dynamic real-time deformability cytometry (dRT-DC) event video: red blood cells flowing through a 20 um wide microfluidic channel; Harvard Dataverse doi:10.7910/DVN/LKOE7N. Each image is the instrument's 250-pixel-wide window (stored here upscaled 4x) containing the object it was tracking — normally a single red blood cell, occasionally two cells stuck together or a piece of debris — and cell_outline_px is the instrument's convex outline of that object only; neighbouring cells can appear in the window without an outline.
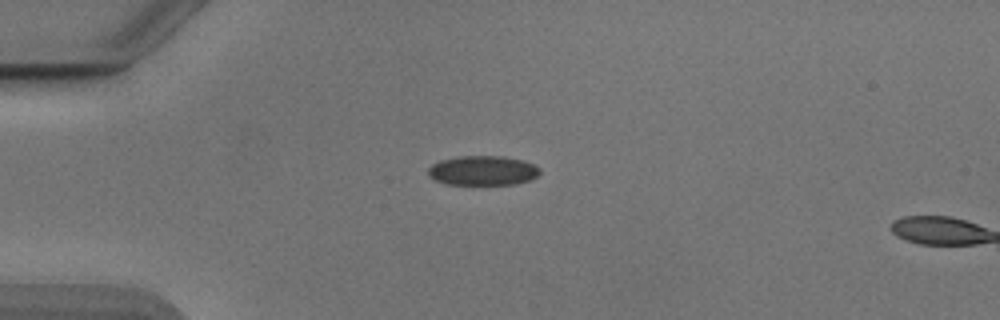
{"species": "Egyptian fruit bat (a non-hibernating species)", "species_latin": "Rousettus aegyptiacus", "temperature_condition": "cold", "stored_images_in_passage": 2, "camera_frame_rate_fps": 3000, "um_per_image_px": 0.085, "animal": {"sex": "male"}, "frame": {"image": 1, "passage_image": 1, "time_ms": 0.0, "image_size_px": [1000, 320], "cell_outline_px": [[540, 172], [536, 176], [528, 180], [512, 184], [448, 184], [436, 180], [428, 176], [428, 168], [432, 164], [440, 160], [456, 156], [504, 156], [524, 160], [536, 164], [540, 168]], "centroid_in_image_um": [41.04, 14.48], "position_along_channel_um": 44.0, "area_um2": 19.31}}